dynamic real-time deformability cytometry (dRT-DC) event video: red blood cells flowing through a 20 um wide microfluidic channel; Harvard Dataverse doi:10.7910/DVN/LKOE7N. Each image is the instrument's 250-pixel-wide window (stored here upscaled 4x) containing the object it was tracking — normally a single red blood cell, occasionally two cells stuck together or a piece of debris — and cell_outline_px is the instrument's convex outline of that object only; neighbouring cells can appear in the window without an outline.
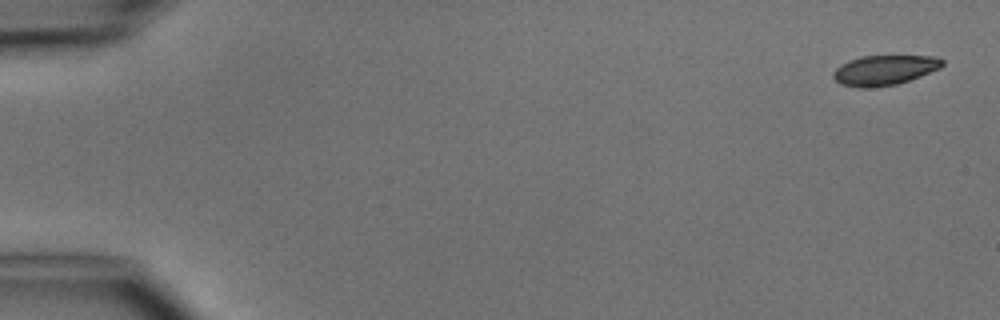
{"species": "common noctule bat (a hibernating species)", "species_latin": "Nyctalus noctula", "temperature_condition": "cold", "stored_images_in_passage": 9, "camera_frame_rate_fps": 3000, "um_per_image_px": 0.085, "animal": {"sex": "male", "body_mass_g": 15.6}, "frame": {"image": 1, "passage_image": 1, "time_ms": 0.0, "image_size_px": [1000, 320], "cell_outline_px": [[944, 64], [940, 68], [920, 76], [896, 84], [864, 88], [860, 88], [840, 84], [832, 76], [832, 72], [840, 64], [848, 60], [860, 56], [936, 56], [944, 60]], "centroid_in_image_um": [75.15, 5.95], "position_along_channel_um": 9.9, "area_um2": 19.02}}
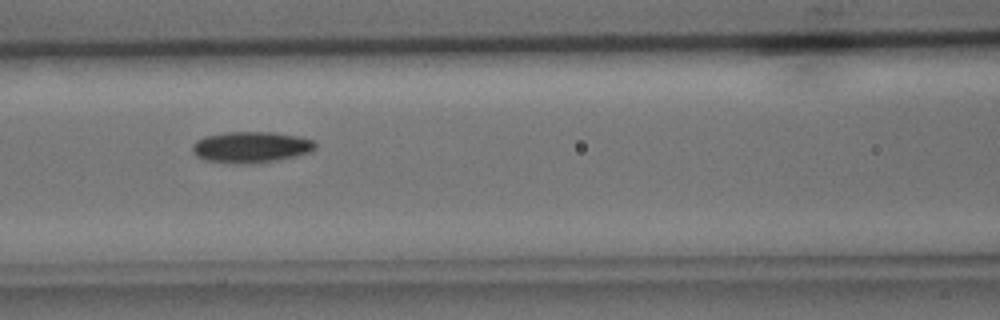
{"frame": {"image": 2, "passage_image": 7, "time_ms": 6.667, "image_size_px": [1000, 320], "cell_outline_px": [[316, 148], [308, 152], [296, 156], [260, 164], [236, 164], [204, 160], [196, 156], [192, 152], [192, 144], [196, 140], [204, 136], [228, 132], [272, 132], [300, 136], [312, 140], [316, 144]], "centroid_in_image_um": [21.31, 12.52], "position_along_channel_um": 145.3, "area_um2": 22.66}}
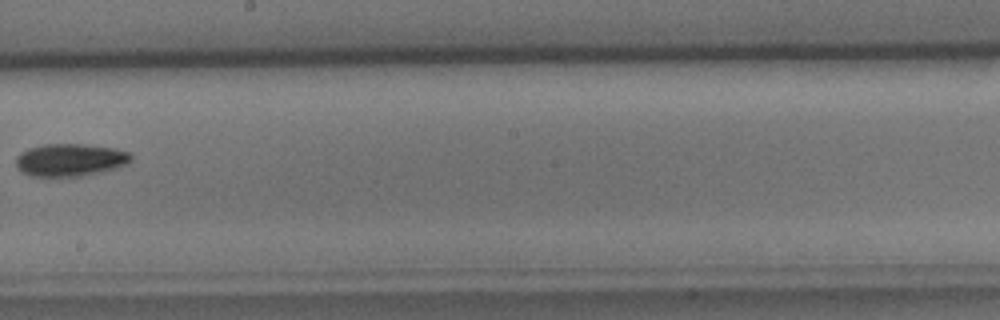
{"frame": {"image": 3, "passage_image": 9, "time_ms": 9.0, "image_size_px": [1000, 320], "cell_outline_px": [[132, 160], [128, 164], [120, 168], [84, 176], [32, 176], [24, 172], [16, 164], [16, 156], [20, 152], [28, 148], [44, 144], [84, 144], [116, 148], [128, 152], [132, 156]], "centroid_in_image_um": [6.02, 13.59], "position_along_channel_um": 242.2, "area_um2": 22.08}}